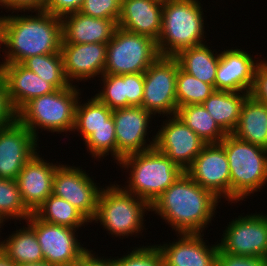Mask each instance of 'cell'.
<instances>
[{
	"label": "cell",
	"mask_w": 267,
	"mask_h": 266,
	"mask_svg": "<svg viewBox=\"0 0 267 266\" xmlns=\"http://www.w3.org/2000/svg\"><path fill=\"white\" fill-rule=\"evenodd\" d=\"M220 202L185 172L151 204V212L179 233H203Z\"/></svg>",
	"instance_id": "cell-1"
},
{
	"label": "cell",
	"mask_w": 267,
	"mask_h": 266,
	"mask_svg": "<svg viewBox=\"0 0 267 266\" xmlns=\"http://www.w3.org/2000/svg\"><path fill=\"white\" fill-rule=\"evenodd\" d=\"M36 16L8 15L5 32L6 55L1 64L22 63L28 57L61 52L62 21L45 10ZM7 47V48H6Z\"/></svg>",
	"instance_id": "cell-2"
},
{
	"label": "cell",
	"mask_w": 267,
	"mask_h": 266,
	"mask_svg": "<svg viewBox=\"0 0 267 266\" xmlns=\"http://www.w3.org/2000/svg\"><path fill=\"white\" fill-rule=\"evenodd\" d=\"M199 0L163 2L161 32L157 40L160 56L174 57L180 51L204 44V13Z\"/></svg>",
	"instance_id": "cell-3"
},
{
	"label": "cell",
	"mask_w": 267,
	"mask_h": 266,
	"mask_svg": "<svg viewBox=\"0 0 267 266\" xmlns=\"http://www.w3.org/2000/svg\"><path fill=\"white\" fill-rule=\"evenodd\" d=\"M118 163L122 169L130 168L123 188L150 205L185 172L155 147L124 156Z\"/></svg>",
	"instance_id": "cell-4"
},
{
	"label": "cell",
	"mask_w": 267,
	"mask_h": 266,
	"mask_svg": "<svg viewBox=\"0 0 267 266\" xmlns=\"http://www.w3.org/2000/svg\"><path fill=\"white\" fill-rule=\"evenodd\" d=\"M76 87L78 86L72 84L29 100L16 112V120L26 126L37 139V127L38 130L40 128L53 133L72 132L76 105L81 94Z\"/></svg>",
	"instance_id": "cell-5"
},
{
	"label": "cell",
	"mask_w": 267,
	"mask_h": 266,
	"mask_svg": "<svg viewBox=\"0 0 267 266\" xmlns=\"http://www.w3.org/2000/svg\"><path fill=\"white\" fill-rule=\"evenodd\" d=\"M220 144L230 169V202L237 203L251 193L260 192L267 182V150L233 134H227Z\"/></svg>",
	"instance_id": "cell-6"
},
{
	"label": "cell",
	"mask_w": 267,
	"mask_h": 266,
	"mask_svg": "<svg viewBox=\"0 0 267 266\" xmlns=\"http://www.w3.org/2000/svg\"><path fill=\"white\" fill-rule=\"evenodd\" d=\"M120 185L110 184L102 188L94 219L100 222L106 231L115 237L126 238L136 235L144 228V216L151 205L144 199L138 198ZM143 226V227H142Z\"/></svg>",
	"instance_id": "cell-7"
},
{
	"label": "cell",
	"mask_w": 267,
	"mask_h": 266,
	"mask_svg": "<svg viewBox=\"0 0 267 266\" xmlns=\"http://www.w3.org/2000/svg\"><path fill=\"white\" fill-rule=\"evenodd\" d=\"M159 57L157 41L117 27L107 42L104 74L144 73Z\"/></svg>",
	"instance_id": "cell-8"
},
{
	"label": "cell",
	"mask_w": 267,
	"mask_h": 266,
	"mask_svg": "<svg viewBox=\"0 0 267 266\" xmlns=\"http://www.w3.org/2000/svg\"><path fill=\"white\" fill-rule=\"evenodd\" d=\"M179 63L174 57L160 56L144 72L141 107L153 114L176 115V77Z\"/></svg>",
	"instance_id": "cell-9"
},
{
	"label": "cell",
	"mask_w": 267,
	"mask_h": 266,
	"mask_svg": "<svg viewBox=\"0 0 267 266\" xmlns=\"http://www.w3.org/2000/svg\"><path fill=\"white\" fill-rule=\"evenodd\" d=\"M36 234L44 261L55 266H76L80 256L88 249L75 237L77 229L47 223L34 213L25 221Z\"/></svg>",
	"instance_id": "cell-10"
},
{
	"label": "cell",
	"mask_w": 267,
	"mask_h": 266,
	"mask_svg": "<svg viewBox=\"0 0 267 266\" xmlns=\"http://www.w3.org/2000/svg\"><path fill=\"white\" fill-rule=\"evenodd\" d=\"M260 214L241 215L229 222L218 243L219 249L228 254L267 259V215Z\"/></svg>",
	"instance_id": "cell-11"
},
{
	"label": "cell",
	"mask_w": 267,
	"mask_h": 266,
	"mask_svg": "<svg viewBox=\"0 0 267 266\" xmlns=\"http://www.w3.org/2000/svg\"><path fill=\"white\" fill-rule=\"evenodd\" d=\"M80 168L59 165L54 174L53 194L68 201L92 223L102 188Z\"/></svg>",
	"instance_id": "cell-12"
},
{
	"label": "cell",
	"mask_w": 267,
	"mask_h": 266,
	"mask_svg": "<svg viewBox=\"0 0 267 266\" xmlns=\"http://www.w3.org/2000/svg\"><path fill=\"white\" fill-rule=\"evenodd\" d=\"M185 173L202 188L230 203V169L220 143L206 144Z\"/></svg>",
	"instance_id": "cell-13"
},
{
	"label": "cell",
	"mask_w": 267,
	"mask_h": 266,
	"mask_svg": "<svg viewBox=\"0 0 267 266\" xmlns=\"http://www.w3.org/2000/svg\"><path fill=\"white\" fill-rule=\"evenodd\" d=\"M169 117L156 133L154 147L185 171L206 143L177 115Z\"/></svg>",
	"instance_id": "cell-14"
},
{
	"label": "cell",
	"mask_w": 267,
	"mask_h": 266,
	"mask_svg": "<svg viewBox=\"0 0 267 266\" xmlns=\"http://www.w3.org/2000/svg\"><path fill=\"white\" fill-rule=\"evenodd\" d=\"M151 112L146 111L141 106H130L114 109L112 116L115 124V135L117 142V161L127 155L139 153L155 145V136L147 144L146 136L150 119L153 117Z\"/></svg>",
	"instance_id": "cell-15"
},
{
	"label": "cell",
	"mask_w": 267,
	"mask_h": 266,
	"mask_svg": "<svg viewBox=\"0 0 267 266\" xmlns=\"http://www.w3.org/2000/svg\"><path fill=\"white\" fill-rule=\"evenodd\" d=\"M38 139L17 120L0 129V178L16 180L26 162L37 153Z\"/></svg>",
	"instance_id": "cell-16"
},
{
	"label": "cell",
	"mask_w": 267,
	"mask_h": 266,
	"mask_svg": "<svg viewBox=\"0 0 267 266\" xmlns=\"http://www.w3.org/2000/svg\"><path fill=\"white\" fill-rule=\"evenodd\" d=\"M176 242L156 245L163 266H217L218 243L208 246L204 233H179Z\"/></svg>",
	"instance_id": "cell-17"
},
{
	"label": "cell",
	"mask_w": 267,
	"mask_h": 266,
	"mask_svg": "<svg viewBox=\"0 0 267 266\" xmlns=\"http://www.w3.org/2000/svg\"><path fill=\"white\" fill-rule=\"evenodd\" d=\"M255 61L252 55L241 48L221 51L216 70L215 89L250 94L257 66L261 63Z\"/></svg>",
	"instance_id": "cell-18"
},
{
	"label": "cell",
	"mask_w": 267,
	"mask_h": 266,
	"mask_svg": "<svg viewBox=\"0 0 267 266\" xmlns=\"http://www.w3.org/2000/svg\"><path fill=\"white\" fill-rule=\"evenodd\" d=\"M61 53L64 72L71 85L74 79L79 82L78 80H91L104 74L107 43H62Z\"/></svg>",
	"instance_id": "cell-19"
},
{
	"label": "cell",
	"mask_w": 267,
	"mask_h": 266,
	"mask_svg": "<svg viewBox=\"0 0 267 266\" xmlns=\"http://www.w3.org/2000/svg\"><path fill=\"white\" fill-rule=\"evenodd\" d=\"M53 164L35 153L22 168L16 178L25 205L34 211L53 194V179L56 168Z\"/></svg>",
	"instance_id": "cell-20"
},
{
	"label": "cell",
	"mask_w": 267,
	"mask_h": 266,
	"mask_svg": "<svg viewBox=\"0 0 267 266\" xmlns=\"http://www.w3.org/2000/svg\"><path fill=\"white\" fill-rule=\"evenodd\" d=\"M163 2L158 0H122L118 27L155 41L161 32Z\"/></svg>",
	"instance_id": "cell-21"
},
{
	"label": "cell",
	"mask_w": 267,
	"mask_h": 266,
	"mask_svg": "<svg viewBox=\"0 0 267 266\" xmlns=\"http://www.w3.org/2000/svg\"><path fill=\"white\" fill-rule=\"evenodd\" d=\"M0 73L6 80L8 97L16 112L29 100L56 90L21 63L0 64Z\"/></svg>",
	"instance_id": "cell-22"
},
{
	"label": "cell",
	"mask_w": 267,
	"mask_h": 266,
	"mask_svg": "<svg viewBox=\"0 0 267 266\" xmlns=\"http://www.w3.org/2000/svg\"><path fill=\"white\" fill-rule=\"evenodd\" d=\"M61 21L62 43H107L118 27L114 20L94 18L79 11L62 16Z\"/></svg>",
	"instance_id": "cell-23"
},
{
	"label": "cell",
	"mask_w": 267,
	"mask_h": 266,
	"mask_svg": "<svg viewBox=\"0 0 267 266\" xmlns=\"http://www.w3.org/2000/svg\"><path fill=\"white\" fill-rule=\"evenodd\" d=\"M103 89L96 97L110 109L141 106L144 88V73L103 74Z\"/></svg>",
	"instance_id": "cell-24"
},
{
	"label": "cell",
	"mask_w": 267,
	"mask_h": 266,
	"mask_svg": "<svg viewBox=\"0 0 267 266\" xmlns=\"http://www.w3.org/2000/svg\"><path fill=\"white\" fill-rule=\"evenodd\" d=\"M236 138L267 150V105L249 94L242 105Z\"/></svg>",
	"instance_id": "cell-25"
},
{
	"label": "cell",
	"mask_w": 267,
	"mask_h": 266,
	"mask_svg": "<svg viewBox=\"0 0 267 266\" xmlns=\"http://www.w3.org/2000/svg\"><path fill=\"white\" fill-rule=\"evenodd\" d=\"M248 95L249 93L245 92L215 90L202 105L226 134H232L238 125L241 108Z\"/></svg>",
	"instance_id": "cell-26"
},
{
	"label": "cell",
	"mask_w": 267,
	"mask_h": 266,
	"mask_svg": "<svg viewBox=\"0 0 267 266\" xmlns=\"http://www.w3.org/2000/svg\"><path fill=\"white\" fill-rule=\"evenodd\" d=\"M208 45L190 47L180 51L174 58L179 67L188 74L204 83L215 87L216 70L219 64L220 53H214Z\"/></svg>",
	"instance_id": "cell-27"
},
{
	"label": "cell",
	"mask_w": 267,
	"mask_h": 266,
	"mask_svg": "<svg viewBox=\"0 0 267 266\" xmlns=\"http://www.w3.org/2000/svg\"><path fill=\"white\" fill-rule=\"evenodd\" d=\"M0 250L16 265L44 261L35 231L28 224L0 241Z\"/></svg>",
	"instance_id": "cell-28"
},
{
	"label": "cell",
	"mask_w": 267,
	"mask_h": 266,
	"mask_svg": "<svg viewBox=\"0 0 267 266\" xmlns=\"http://www.w3.org/2000/svg\"><path fill=\"white\" fill-rule=\"evenodd\" d=\"M176 115L206 144H218L227 135L202 104L178 107Z\"/></svg>",
	"instance_id": "cell-29"
},
{
	"label": "cell",
	"mask_w": 267,
	"mask_h": 266,
	"mask_svg": "<svg viewBox=\"0 0 267 266\" xmlns=\"http://www.w3.org/2000/svg\"><path fill=\"white\" fill-rule=\"evenodd\" d=\"M87 99L86 103L79 101L75 110V124L73 131L76 130L83 137L84 141L101 126H115L113 120V110L103 104L96 96Z\"/></svg>",
	"instance_id": "cell-30"
},
{
	"label": "cell",
	"mask_w": 267,
	"mask_h": 266,
	"mask_svg": "<svg viewBox=\"0 0 267 266\" xmlns=\"http://www.w3.org/2000/svg\"><path fill=\"white\" fill-rule=\"evenodd\" d=\"M34 214L47 223L78 229L90 221L68 201L51 194Z\"/></svg>",
	"instance_id": "cell-31"
},
{
	"label": "cell",
	"mask_w": 267,
	"mask_h": 266,
	"mask_svg": "<svg viewBox=\"0 0 267 266\" xmlns=\"http://www.w3.org/2000/svg\"><path fill=\"white\" fill-rule=\"evenodd\" d=\"M21 64L36 73L41 79L49 82L55 89H64L71 86L64 72L61 52L28 57Z\"/></svg>",
	"instance_id": "cell-32"
},
{
	"label": "cell",
	"mask_w": 267,
	"mask_h": 266,
	"mask_svg": "<svg viewBox=\"0 0 267 266\" xmlns=\"http://www.w3.org/2000/svg\"><path fill=\"white\" fill-rule=\"evenodd\" d=\"M32 214L23 201L16 180L0 178V221L3 224L11 218L26 221Z\"/></svg>",
	"instance_id": "cell-33"
},
{
	"label": "cell",
	"mask_w": 267,
	"mask_h": 266,
	"mask_svg": "<svg viewBox=\"0 0 267 266\" xmlns=\"http://www.w3.org/2000/svg\"><path fill=\"white\" fill-rule=\"evenodd\" d=\"M215 90L213 85L200 81L178 67L176 77L178 107L202 104Z\"/></svg>",
	"instance_id": "cell-34"
},
{
	"label": "cell",
	"mask_w": 267,
	"mask_h": 266,
	"mask_svg": "<svg viewBox=\"0 0 267 266\" xmlns=\"http://www.w3.org/2000/svg\"><path fill=\"white\" fill-rule=\"evenodd\" d=\"M87 151L94 159L102 158L111 153L113 160H117V142L115 126H101L97 128L85 141Z\"/></svg>",
	"instance_id": "cell-35"
},
{
	"label": "cell",
	"mask_w": 267,
	"mask_h": 266,
	"mask_svg": "<svg viewBox=\"0 0 267 266\" xmlns=\"http://www.w3.org/2000/svg\"><path fill=\"white\" fill-rule=\"evenodd\" d=\"M115 266H163L162 255L156 245L135 247L129 254L115 259Z\"/></svg>",
	"instance_id": "cell-36"
},
{
	"label": "cell",
	"mask_w": 267,
	"mask_h": 266,
	"mask_svg": "<svg viewBox=\"0 0 267 266\" xmlns=\"http://www.w3.org/2000/svg\"><path fill=\"white\" fill-rule=\"evenodd\" d=\"M122 0H84L79 12L94 18L111 19L118 22Z\"/></svg>",
	"instance_id": "cell-37"
},
{
	"label": "cell",
	"mask_w": 267,
	"mask_h": 266,
	"mask_svg": "<svg viewBox=\"0 0 267 266\" xmlns=\"http://www.w3.org/2000/svg\"><path fill=\"white\" fill-rule=\"evenodd\" d=\"M217 266H267V259L228 254L219 249L217 254Z\"/></svg>",
	"instance_id": "cell-38"
},
{
	"label": "cell",
	"mask_w": 267,
	"mask_h": 266,
	"mask_svg": "<svg viewBox=\"0 0 267 266\" xmlns=\"http://www.w3.org/2000/svg\"><path fill=\"white\" fill-rule=\"evenodd\" d=\"M16 121V111L8 97L6 80L0 73V129Z\"/></svg>",
	"instance_id": "cell-39"
},
{
	"label": "cell",
	"mask_w": 267,
	"mask_h": 266,
	"mask_svg": "<svg viewBox=\"0 0 267 266\" xmlns=\"http://www.w3.org/2000/svg\"><path fill=\"white\" fill-rule=\"evenodd\" d=\"M250 94L256 100L267 105V61L264 59L257 66L254 85Z\"/></svg>",
	"instance_id": "cell-40"
},
{
	"label": "cell",
	"mask_w": 267,
	"mask_h": 266,
	"mask_svg": "<svg viewBox=\"0 0 267 266\" xmlns=\"http://www.w3.org/2000/svg\"><path fill=\"white\" fill-rule=\"evenodd\" d=\"M84 0H47L45 11L54 16L62 17L70 13L78 12Z\"/></svg>",
	"instance_id": "cell-41"
},
{
	"label": "cell",
	"mask_w": 267,
	"mask_h": 266,
	"mask_svg": "<svg viewBox=\"0 0 267 266\" xmlns=\"http://www.w3.org/2000/svg\"><path fill=\"white\" fill-rule=\"evenodd\" d=\"M47 0H7V9L14 12L44 10ZM16 10V11H15Z\"/></svg>",
	"instance_id": "cell-42"
},
{
	"label": "cell",
	"mask_w": 267,
	"mask_h": 266,
	"mask_svg": "<svg viewBox=\"0 0 267 266\" xmlns=\"http://www.w3.org/2000/svg\"><path fill=\"white\" fill-rule=\"evenodd\" d=\"M93 254L87 249L79 258L76 266H115L114 258H104Z\"/></svg>",
	"instance_id": "cell-43"
},
{
	"label": "cell",
	"mask_w": 267,
	"mask_h": 266,
	"mask_svg": "<svg viewBox=\"0 0 267 266\" xmlns=\"http://www.w3.org/2000/svg\"><path fill=\"white\" fill-rule=\"evenodd\" d=\"M7 16H0V46L5 45V32H6ZM1 48V47H0Z\"/></svg>",
	"instance_id": "cell-44"
},
{
	"label": "cell",
	"mask_w": 267,
	"mask_h": 266,
	"mask_svg": "<svg viewBox=\"0 0 267 266\" xmlns=\"http://www.w3.org/2000/svg\"><path fill=\"white\" fill-rule=\"evenodd\" d=\"M0 266H16V264L8 259L0 250Z\"/></svg>",
	"instance_id": "cell-45"
},
{
	"label": "cell",
	"mask_w": 267,
	"mask_h": 266,
	"mask_svg": "<svg viewBox=\"0 0 267 266\" xmlns=\"http://www.w3.org/2000/svg\"><path fill=\"white\" fill-rule=\"evenodd\" d=\"M16 266H55V265L50 264L46 261H39L34 263L17 264Z\"/></svg>",
	"instance_id": "cell-46"
},
{
	"label": "cell",
	"mask_w": 267,
	"mask_h": 266,
	"mask_svg": "<svg viewBox=\"0 0 267 266\" xmlns=\"http://www.w3.org/2000/svg\"><path fill=\"white\" fill-rule=\"evenodd\" d=\"M0 6L2 8L5 7L7 9V0H0Z\"/></svg>",
	"instance_id": "cell-47"
},
{
	"label": "cell",
	"mask_w": 267,
	"mask_h": 266,
	"mask_svg": "<svg viewBox=\"0 0 267 266\" xmlns=\"http://www.w3.org/2000/svg\"><path fill=\"white\" fill-rule=\"evenodd\" d=\"M158 1H160V2H167L168 0H158Z\"/></svg>",
	"instance_id": "cell-48"
},
{
	"label": "cell",
	"mask_w": 267,
	"mask_h": 266,
	"mask_svg": "<svg viewBox=\"0 0 267 266\" xmlns=\"http://www.w3.org/2000/svg\"><path fill=\"white\" fill-rule=\"evenodd\" d=\"M4 224L0 221V228L3 226Z\"/></svg>",
	"instance_id": "cell-49"
}]
</instances>
